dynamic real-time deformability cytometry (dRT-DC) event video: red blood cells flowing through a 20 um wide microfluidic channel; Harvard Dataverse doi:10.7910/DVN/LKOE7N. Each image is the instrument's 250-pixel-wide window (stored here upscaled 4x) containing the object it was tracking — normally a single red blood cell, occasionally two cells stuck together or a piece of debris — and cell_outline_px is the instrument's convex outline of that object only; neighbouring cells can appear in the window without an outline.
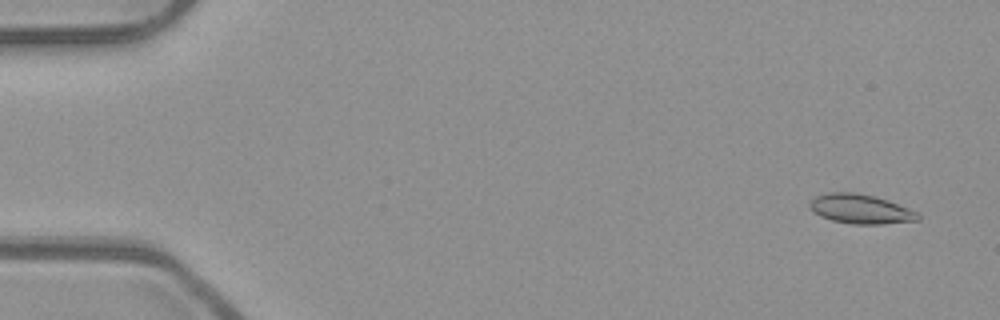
{"species": "common noctule bat (a hibernating species)", "species_latin": "Nyctalus noctula", "temperature_condition": "room temperature", "stored_images_in_passage": 53, "camera_frame_rate_fps": 3000, "um_per_image_px": 0.085, "animal": {"sex": "male", "body_mass_g": 23.1, "forearm_length_mm": 52.7}, "frame": {"image": 1, "passage_image": 3, "time_ms": 0.667, "image_size_px": [1000, 320], "cell_outline_px": [[920, 220], [880, 224], [852, 224], [832, 220], [820, 216], [812, 212], [808, 208], [808, 204], [816, 196], [828, 192], [852, 192], [872, 196], [920, 212]], "centroid_in_image_um": [73.11, 17.78], "position_along_channel_um": 11.9, "area_um2": 18.44}}
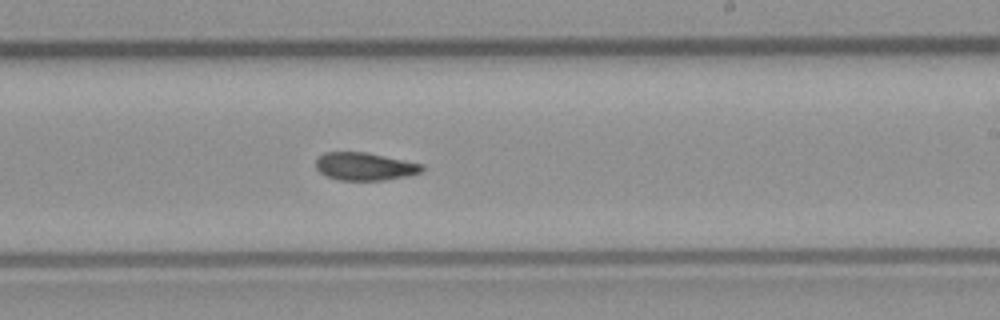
{"frame": {"image": 2, "passage_image": 32, "time_ms": 10.333, "image_size_px": [1000, 320], "cell_outline_px": [[424, 168], [420, 172], [408, 176], [384, 180], [340, 180], [328, 176], [320, 172], [316, 168], [316, 160], [324, 152], [364, 152], [424, 164]], "centroid_in_image_um": [31.01, 14.15], "position_along_channel_um": 258.0, "area_um2": 17.05}}
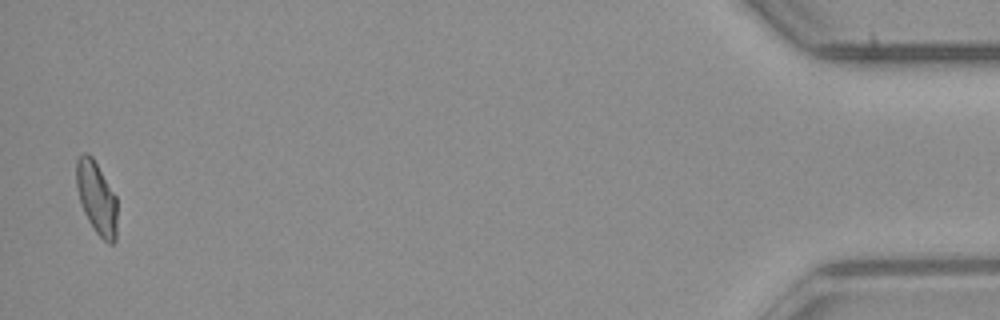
{"frame": {"image": 3, "passage_image": 52, "time_ms": 17.0, "image_size_px": [1000, 320], "cell_outline_px": [[116, 240], [112, 244], [108, 244], [92, 228], [84, 212], [80, 200], [76, 184], [76, 160], [84, 152], [88, 152], [92, 156], [116, 196]], "centroid_in_image_um": [8.21, 16.81], "position_along_channel_um": 427.0, "area_um2": 17.17}, "authors_computed_cell_mechanics": {"area_um2": 17.629, "velocity_mm_per_s": 3.9446, "shape_relaxation_time_tau1_ms": 9.3276, "shape_relaxation_time_tau2_ms": 3.8387, "deformation_change_tau1": 0.1857, "deformation_change_tau2": 0.1077}}